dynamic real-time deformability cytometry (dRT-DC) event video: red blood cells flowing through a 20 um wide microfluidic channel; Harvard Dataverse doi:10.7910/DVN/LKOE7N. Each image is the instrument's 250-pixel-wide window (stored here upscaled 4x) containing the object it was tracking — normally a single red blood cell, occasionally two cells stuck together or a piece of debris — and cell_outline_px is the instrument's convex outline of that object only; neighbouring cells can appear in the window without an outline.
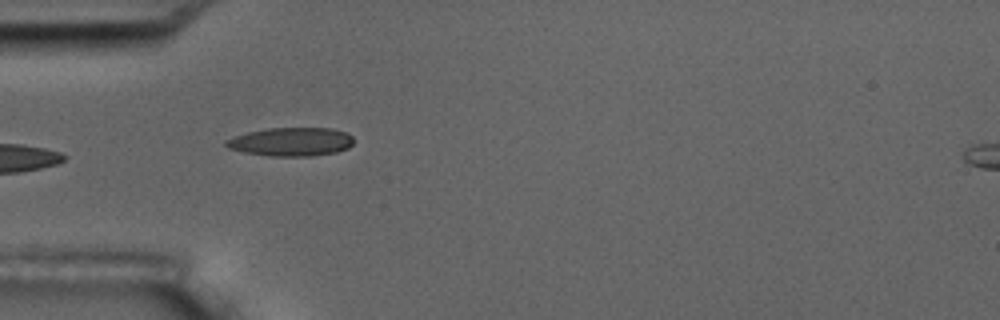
{"species": "common noctule bat (a hibernating species)", "species_latin": "Nyctalus noctula", "temperature_condition": "room temperature", "stored_images_in_passage": 5, "camera_frame_rate_fps": 3000, "um_per_image_px": 0.085, "animal": {"sex": "male", "body_mass_g": 17.5, "forearm_length_mm": 52.3}, "frame": {"image": 1, "passage_image": 4, "time_ms": 4.333, "image_size_px": [1000, 320], "cell_outline_px": [[352, 144], [348, 148], [336, 152], [312, 156], [268, 156], [244, 152], [228, 148], [224, 144], [224, 140], [232, 136], [248, 132], [268, 128], [332, 128], [348, 132], [352, 136]], "centroid_in_image_um": [24.72, 12.05], "position_along_channel_um": 60.3, "area_um2": 21.44}}